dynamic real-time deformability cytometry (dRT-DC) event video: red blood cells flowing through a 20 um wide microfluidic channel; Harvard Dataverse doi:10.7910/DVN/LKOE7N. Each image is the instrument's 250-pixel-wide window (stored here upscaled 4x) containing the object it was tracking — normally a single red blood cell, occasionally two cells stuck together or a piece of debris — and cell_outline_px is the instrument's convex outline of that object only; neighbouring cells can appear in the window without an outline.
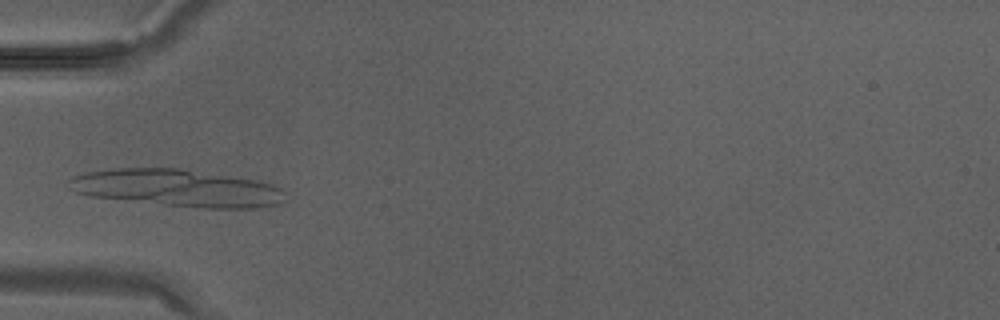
{"species": "Egyptian fruit bat (a non-hibernating species)", "species_latin": "Rousettus aegyptiacus", "temperature_condition": "warm", "stored_images_in_passage": 22, "camera_frame_rate_fps": 3000, "um_per_image_px": 0.085, "animal": {"sex": "male"}, "frame": {"image": 1, "passage_image": 1, "time_ms": 0.0, "image_size_px": [1000, 320], "cell_outline_px": [[284, 200], [280, 204], [256, 208], [204, 208], [164, 204], [92, 196], [76, 192], [68, 188], [64, 184], [72, 176], [88, 172], [112, 168], [176, 168], [256, 180], [272, 184], [280, 188], [284, 192]], "centroid_in_image_um": [15.04, 15.98], "position_along_channel_um": 70.0, "area_um2": 46.53}}